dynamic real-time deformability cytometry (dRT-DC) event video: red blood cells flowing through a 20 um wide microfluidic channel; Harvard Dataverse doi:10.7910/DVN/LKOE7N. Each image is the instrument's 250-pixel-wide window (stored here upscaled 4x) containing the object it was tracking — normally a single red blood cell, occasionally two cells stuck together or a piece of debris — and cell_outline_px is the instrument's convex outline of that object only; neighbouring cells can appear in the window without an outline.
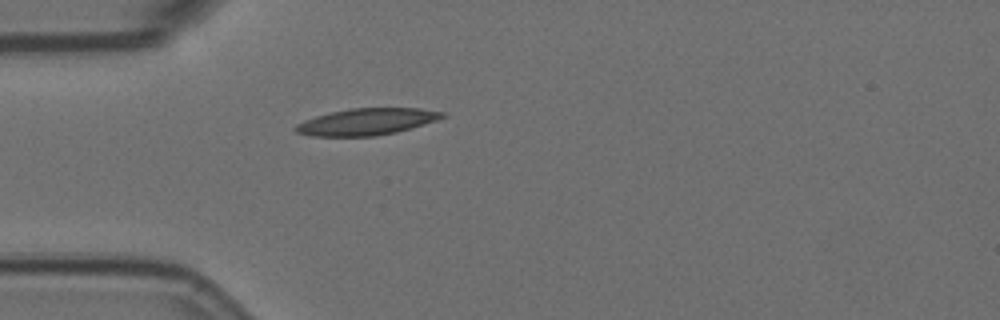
{"species": "Egyptian fruit bat (a non-hibernating species)", "species_latin": "Rousettus aegyptiacus", "temperature_condition": "room temperature", "stored_images_in_passage": 1, "camera_frame_rate_fps": 3000, "um_per_image_px": 0.085, "animal": {"sex": "female"}, "frame": {"image": 1, "passage_image": 1, "time_ms": 0.0, "image_size_px": [1000, 320], "cell_outline_px": [[448, 116], [436, 120], [396, 132], [376, 136], [308, 136], [296, 132], [292, 128], [296, 124], [304, 120], [316, 116], [332, 112], [352, 108], [420, 108], [444, 112]], "centroid_in_image_um": [31.14, 10.35], "position_along_channel_um": 53.9, "area_um2": 22.77}}